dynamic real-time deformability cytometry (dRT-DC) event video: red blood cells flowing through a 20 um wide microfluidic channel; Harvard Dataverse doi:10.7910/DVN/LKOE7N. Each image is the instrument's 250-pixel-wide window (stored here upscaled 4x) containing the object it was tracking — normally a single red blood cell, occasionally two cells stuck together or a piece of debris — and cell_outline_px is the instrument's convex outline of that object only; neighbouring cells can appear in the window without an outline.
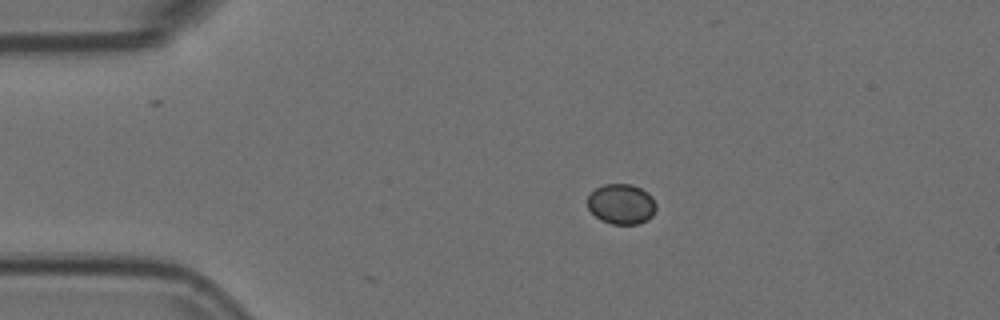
{"species": "Egyptian fruit bat (a non-hibernating species)", "species_latin": "Rousettus aegyptiacus", "temperature_condition": "room temperature", "stored_images_in_passage": 3, "camera_frame_rate_fps": 3000, "um_per_image_px": 0.085, "animal": {"sex": "female"}, "frame": {"image": 1, "passage_image": 1, "time_ms": 0.0, "image_size_px": [1000, 320], "cell_outline_px": [[656, 208], [652, 216], [648, 220], [640, 224], [612, 224], [600, 220], [588, 208], [588, 196], [596, 188], [604, 184], [632, 184], [648, 192], [652, 196], [656, 204]], "centroid_in_image_um": [52.84, 17.35], "position_along_channel_um": 32.2, "area_um2": 16.18}}